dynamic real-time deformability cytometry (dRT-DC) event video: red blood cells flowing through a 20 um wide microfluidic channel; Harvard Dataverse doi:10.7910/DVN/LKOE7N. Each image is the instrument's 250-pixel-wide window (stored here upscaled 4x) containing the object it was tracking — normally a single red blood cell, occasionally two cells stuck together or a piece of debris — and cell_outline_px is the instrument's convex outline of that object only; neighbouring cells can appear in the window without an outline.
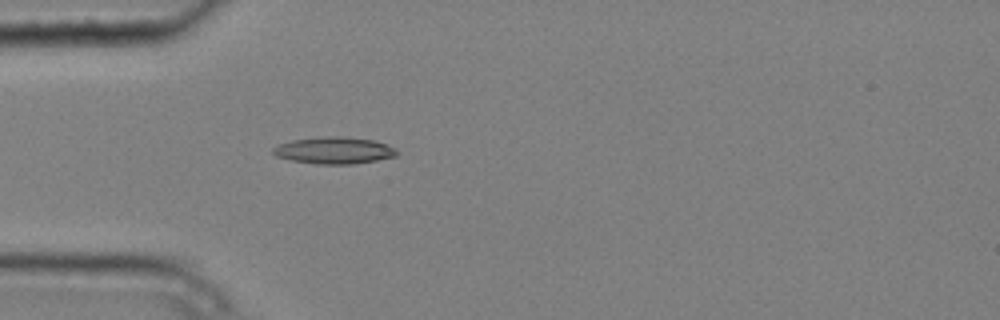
{"species": "common noctule bat (a hibernating species)", "species_latin": "Nyctalus noctula", "temperature_condition": "cold", "stored_images_in_passage": 3, "camera_frame_rate_fps": 3000, "um_per_image_px": 0.085, "animal": {"sex": "male", "body_mass_g": 20.4}, "frame": {"image": 1, "passage_image": 3, "time_ms": 0.667, "image_size_px": [1000, 320], "cell_outline_px": [[400, 152], [396, 156], [376, 160], [352, 164], [316, 164], [292, 160], [276, 156], [272, 152], [272, 148], [276, 144], [292, 140], [324, 136], [344, 136], [372, 140], [388, 144], [396, 148]], "centroid_in_image_um": [28.4, 12.77], "position_along_channel_um": 56.6, "area_um2": 19.54}}